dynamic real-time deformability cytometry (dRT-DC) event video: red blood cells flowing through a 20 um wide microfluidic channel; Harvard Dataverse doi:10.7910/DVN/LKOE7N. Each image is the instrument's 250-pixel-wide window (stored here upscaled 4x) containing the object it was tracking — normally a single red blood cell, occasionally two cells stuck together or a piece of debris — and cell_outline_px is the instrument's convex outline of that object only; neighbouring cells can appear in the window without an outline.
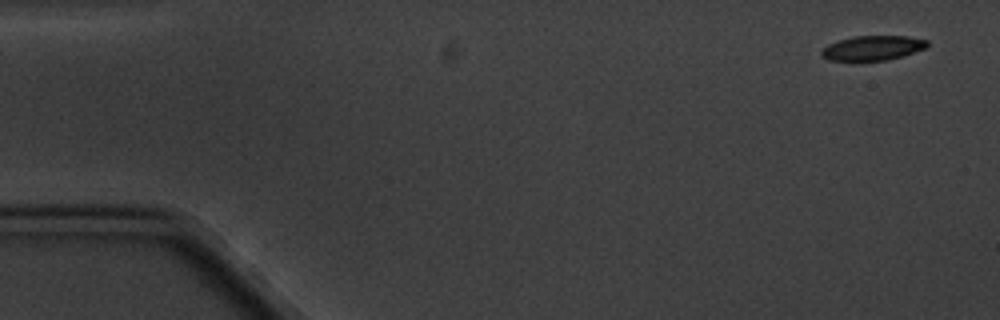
{"species": "common noctule bat (a hibernating species)", "species_latin": "Nyctalus noctula", "temperature_condition": "cold", "stored_images_in_passage": 5, "camera_frame_rate_fps": 3000, "um_per_image_px": 0.085, "animal": {"sex": "male", "body_mass_g": 20.1, "forearm_length_mm": 53.5}, "frame": {"image": 1, "passage_image": 1, "time_ms": 0.0, "image_size_px": [1000, 320], "cell_outline_px": [[928, 44], [924, 48], [888, 60], [828, 60], [820, 56], [820, 52], [828, 44], [852, 36], [908, 36], [928, 40]], "centroid_in_image_um": [74.14, 4.07], "position_along_channel_um": 10.9, "area_um2": 14.97}}
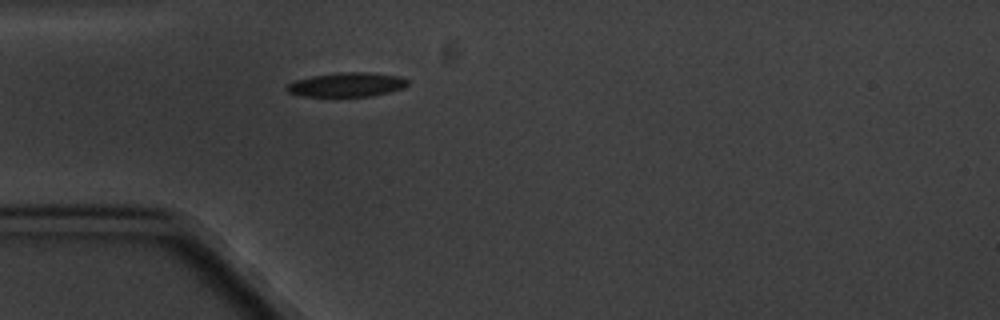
{"frame": {"image": 2, "passage_image": 5, "time_ms": 4.667, "image_size_px": [1000, 320], "cell_outline_px": [[408, 84], [404, 88], [372, 96], [300, 96], [288, 92], [284, 88], [288, 84], [296, 80], [312, 76], [340, 72], [368, 72], [400, 76], [408, 80]], "centroid_in_image_um": [29.48, 7.19], "position_along_channel_um": 55.5, "area_um2": 17.05}}